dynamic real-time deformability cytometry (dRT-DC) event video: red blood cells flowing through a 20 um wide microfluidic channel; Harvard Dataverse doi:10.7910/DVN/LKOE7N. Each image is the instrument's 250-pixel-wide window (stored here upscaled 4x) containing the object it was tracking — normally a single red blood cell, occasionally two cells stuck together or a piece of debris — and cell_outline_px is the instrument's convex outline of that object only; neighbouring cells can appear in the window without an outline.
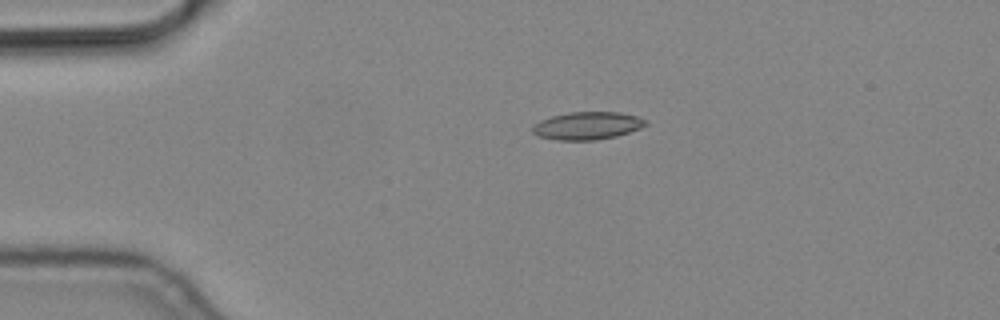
{"species": "common noctule bat (a hibernating species)", "species_latin": "Nyctalus noctula", "temperature_condition": "cold", "stored_images_in_passage": 5, "camera_frame_rate_fps": 3000, "um_per_image_px": 0.085, "animal": {"sex": "male", "body_mass_g": 19.2, "forearm_length_mm": 51.8}, "frame": {"image": 1, "passage_image": 4, "time_ms": 1.0, "image_size_px": [1000, 320], "cell_outline_px": [[648, 124], [640, 128], [616, 136], [596, 140], [556, 140], [540, 136], [532, 132], [532, 124], [540, 120], [552, 116], [568, 112], [620, 112], [636, 116], [648, 120]], "centroid_in_image_um": [49.92, 10.68], "position_along_channel_um": 35.1, "area_um2": 18.32}}